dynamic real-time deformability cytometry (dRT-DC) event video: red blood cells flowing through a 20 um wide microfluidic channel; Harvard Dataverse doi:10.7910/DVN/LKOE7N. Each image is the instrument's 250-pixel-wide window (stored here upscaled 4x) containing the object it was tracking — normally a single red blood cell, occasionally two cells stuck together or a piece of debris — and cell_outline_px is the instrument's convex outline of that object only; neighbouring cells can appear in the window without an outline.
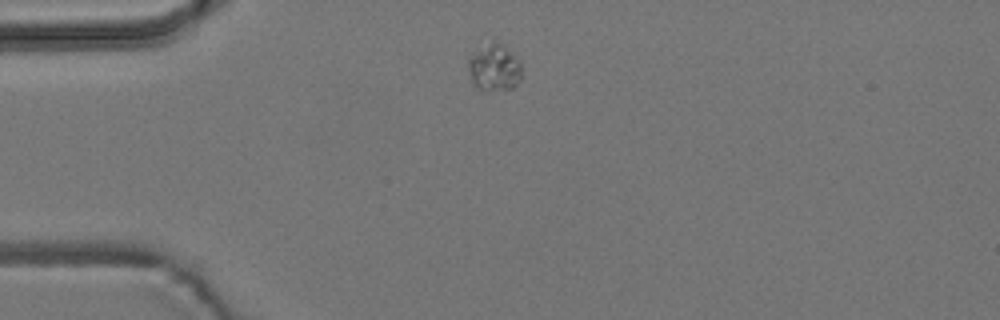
{"species": "common noctule bat (a hibernating species)", "species_latin": "Nyctalus noctula", "temperature_condition": "room temperature", "stored_images_in_passage": 2, "camera_frame_rate_fps": 3000, "um_per_image_px": 0.085, "animal": {"sex": "male", "body_mass_g": 19.2, "forearm_length_mm": 51.8}, "frame": {"image": 1, "passage_image": 1, "time_ms": 0.0, "image_size_px": [1000, 320], "cell_outline_px": [[520, 80], [512, 88], [484, 92], [476, 88], [472, 84], [468, 68], [468, 60], [472, 56], [492, 40], [504, 44], [512, 52], [520, 64]], "centroid_in_image_um": [42.0, 5.78], "position_along_channel_um": 43.0, "area_um2": 14.57}}